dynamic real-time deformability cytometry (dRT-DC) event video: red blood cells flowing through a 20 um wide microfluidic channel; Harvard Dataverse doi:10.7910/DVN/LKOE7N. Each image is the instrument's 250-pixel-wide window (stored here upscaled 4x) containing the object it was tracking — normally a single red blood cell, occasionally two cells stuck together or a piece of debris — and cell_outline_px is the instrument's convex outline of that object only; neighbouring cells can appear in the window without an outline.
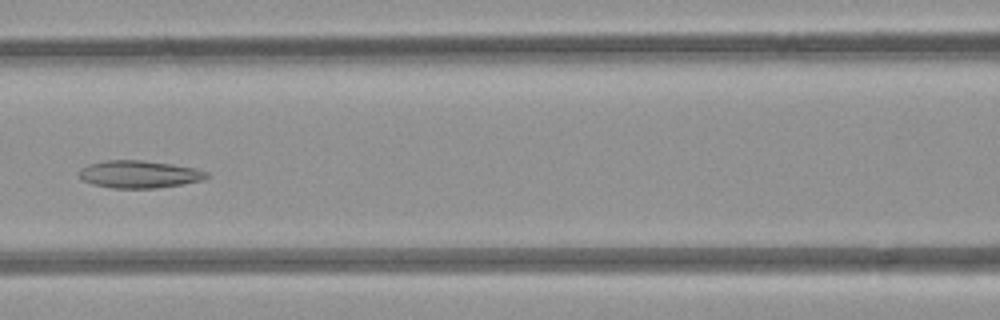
{"species": "common noctule bat (a hibernating species)", "species_latin": "Nyctalus noctula", "temperature_condition": "room temperature", "stored_images_in_passage": 8, "camera_frame_rate_fps": 3000, "um_per_image_px": 0.085, "animal": {"sex": "female", "body_mass_g": 21.9}, "frame": {"image": 1, "passage_image": 8, "time_ms": 8.0, "image_size_px": [1000, 320], "cell_outline_px": [[208, 176], [204, 180], [156, 188], [112, 188], [92, 184], [80, 180], [80, 168], [88, 164], [104, 160], [140, 160], [172, 164], [196, 168], [208, 172]], "centroid_in_image_um": [11.81, 14.81], "position_along_channel_um": 154.8, "area_um2": 20.46}}